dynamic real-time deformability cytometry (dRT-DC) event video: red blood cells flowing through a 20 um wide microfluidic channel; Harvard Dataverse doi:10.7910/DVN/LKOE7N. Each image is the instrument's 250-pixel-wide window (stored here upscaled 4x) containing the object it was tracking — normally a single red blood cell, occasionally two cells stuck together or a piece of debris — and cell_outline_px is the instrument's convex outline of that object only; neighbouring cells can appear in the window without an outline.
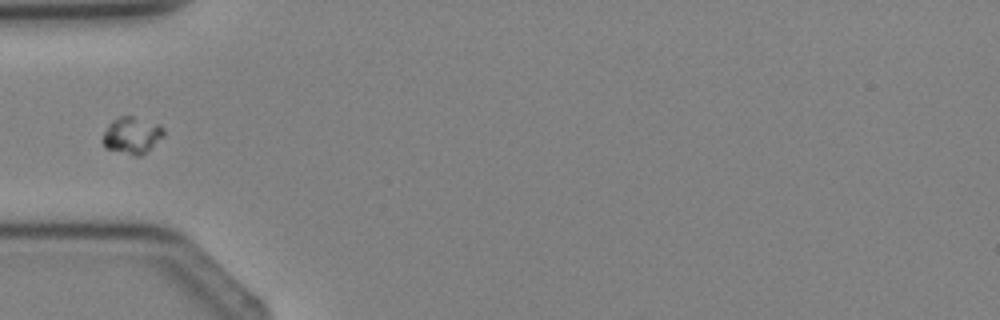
{"species": "Egyptian fruit bat (a non-hibernating species)", "species_latin": "Rousettus aegyptiacus", "temperature_condition": "cold", "stored_images_in_passage": 3, "camera_frame_rate_fps": 3000, "um_per_image_px": 0.085, "animal": {"sex": "female"}, "frame": {"image": 1, "passage_image": 3, "time_ms": 2.333, "image_size_px": [1000, 320], "cell_outline_px": [[164, 136], [148, 152], [140, 156], [136, 156], [104, 148], [100, 140], [108, 124], [112, 120], [120, 116], [132, 116], [160, 124], [164, 128]], "centroid_in_image_um": [11.21, 11.51], "position_along_channel_um": 73.8, "area_um2": 13.41}}